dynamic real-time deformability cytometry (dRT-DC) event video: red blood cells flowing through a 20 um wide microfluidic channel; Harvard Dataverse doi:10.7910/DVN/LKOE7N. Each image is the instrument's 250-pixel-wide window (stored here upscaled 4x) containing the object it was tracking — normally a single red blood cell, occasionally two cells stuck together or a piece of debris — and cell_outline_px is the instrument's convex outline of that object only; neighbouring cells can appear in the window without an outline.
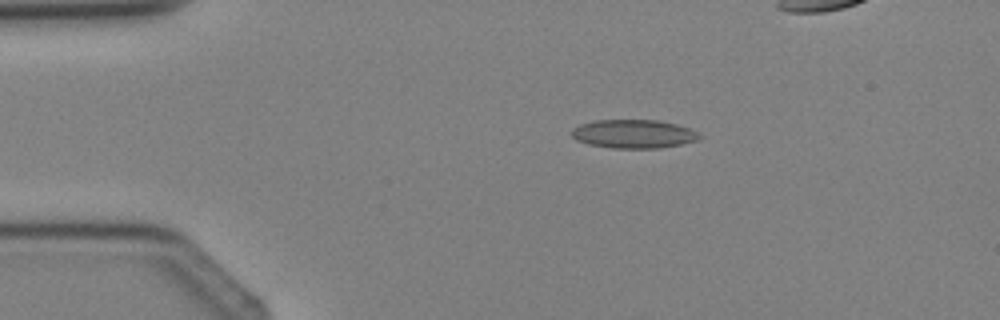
{"species": "Egyptian fruit bat (a non-hibernating species)", "species_latin": "Rousettus aegyptiacus", "temperature_condition": "cold", "stored_images_in_passage": 4, "camera_frame_rate_fps": 3000, "um_per_image_px": 0.085, "animal": {"sex": "female"}, "frame": {"image": 1, "passage_image": 2, "time_ms": 1.333, "image_size_px": [1000, 320], "cell_outline_px": [[704, 136], [700, 140], [660, 148], [612, 148], [588, 144], [576, 140], [572, 136], [572, 128], [580, 124], [596, 120], [660, 120], [676, 124], [688, 128]], "centroid_in_image_um": [53.87, 11.38], "position_along_channel_um": 31.1, "area_um2": 21.39}}